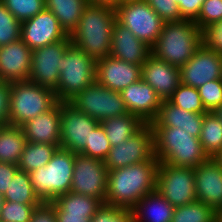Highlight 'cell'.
Returning <instances> with one entry per match:
<instances>
[{
	"label": "cell",
	"instance_id": "obj_26",
	"mask_svg": "<svg viewBox=\"0 0 222 222\" xmlns=\"http://www.w3.org/2000/svg\"><path fill=\"white\" fill-rule=\"evenodd\" d=\"M87 4V0H45L46 9L54 14L68 35L77 27Z\"/></svg>",
	"mask_w": 222,
	"mask_h": 222
},
{
	"label": "cell",
	"instance_id": "obj_32",
	"mask_svg": "<svg viewBox=\"0 0 222 222\" xmlns=\"http://www.w3.org/2000/svg\"><path fill=\"white\" fill-rule=\"evenodd\" d=\"M199 141L210 158L222 150V122L213 112L204 114Z\"/></svg>",
	"mask_w": 222,
	"mask_h": 222
},
{
	"label": "cell",
	"instance_id": "obj_20",
	"mask_svg": "<svg viewBox=\"0 0 222 222\" xmlns=\"http://www.w3.org/2000/svg\"><path fill=\"white\" fill-rule=\"evenodd\" d=\"M120 93L127 111L137 116L144 124H151L162 102L153 87L140 79Z\"/></svg>",
	"mask_w": 222,
	"mask_h": 222
},
{
	"label": "cell",
	"instance_id": "obj_13",
	"mask_svg": "<svg viewBox=\"0 0 222 222\" xmlns=\"http://www.w3.org/2000/svg\"><path fill=\"white\" fill-rule=\"evenodd\" d=\"M71 44V38L68 36L64 40L32 50L28 81L55 90L60 77L58 63Z\"/></svg>",
	"mask_w": 222,
	"mask_h": 222
},
{
	"label": "cell",
	"instance_id": "obj_16",
	"mask_svg": "<svg viewBox=\"0 0 222 222\" xmlns=\"http://www.w3.org/2000/svg\"><path fill=\"white\" fill-rule=\"evenodd\" d=\"M68 36L58 19L46 8L21 22V39L31 50L64 40Z\"/></svg>",
	"mask_w": 222,
	"mask_h": 222
},
{
	"label": "cell",
	"instance_id": "obj_53",
	"mask_svg": "<svg viewBox=\"0 0 222 222\" xmlns=\"http://www.w3.org/2000/svg\"><path fill=\"white\" fill-rule=\"evenodd\" d=\"M4 202H5V198H4L3 195L0 194V212H1V209H2V207L4 205Z\"/></svg>",
	"mask_w": 222,
	"mask_h": 222
},
{
	"label": "cell",
	"instance_id": "obj_23",
	"mask_svg": "<svg viewBox=\"0 0 222 222\" xmlns=\"http://www.w3.org/2000/svg\"><path fill=\"white\" fill-rule=\"evenodd\" d=\"M61 102L21 127L27 142L60 145Z\"/></svg>",
	"mask_w": 222,
	"mask_h": 222
},
{
	"label": "cell",
	"instance_id": "obj_22",
	"mask_svg": "<svg viewBox=\"0 0 222 222\" xmlns=\"http://www.w3.org/2000/svg\"><path fill=\"white\" fill-rule=\"evenodd\" d=\"M151 54V48L140 41L117 20L113 26L110 56L141 66Z\"/></svg>",
	"mask_w": 222,
	"mask_h": 222
},
{
	"label": "cell",
	"instance_id": "obj_2",
	"mask_svg": "<svg viewBox=\"0 0 222 222\" xmlns=\"http://www.w3.org/2000/svg\"><path fill=\"white\" fill-rule=\"evenodd\" d=\"M115 7L105 4H87L77 27L69 35L72 45L94 60L110 56Z\"/></svg>",
	"mask_w": 222,
	"mask_h": 222
},
{
	"label": "cell",
	"instance_id": "obj_24",
	"mask_svg": "<svg viewBox=\"0 0 222 222\" xmlns=\"http://www.w3.org/2000/svg\"><path fill=\"white\" fill-rule=\"evenodd\" d=\"M205 113H193L171 104L168 100L162 101L152 127H180L195 138L201 134Z\"/></svg>",
	"mask_w": 222,
	"mask_h": 222
},
{
	"label": "cell",
	"instance_id": "obj_38",
	"mask_svg": "<svg viewBox=\"0 0 222 222\" xmlns=\"http://www.w3.org/2000/svg\"><path fill=\"white\" fill-rule=\"evenodd\" d=\"M40 204H21L6 201L0 212V222H29L33 210Z\"/></svg>",
	"mask_w": 222,
	"mask_h": 222
},
{
	"label": "cell",
	"instance_id": "obj_6",
	"mask_svg": "<svg viewBox=\"0 0 222 222\" xmlns=\"http://www.w3.org/2000/svg\"><path fill=\"white\" fill-rule=\"evenodd\" d=\"M96 60L70 45L58 63L60 77L55 95L58 102H69L96 81Z\"/></svg>",
	"mask_w": 222,
	"mask_h": 222
},
{
	"label": "cell",
	"instance_id": "obj_49",
	"mask_svg": "<svg viewBox=\"0 0 222 222\" xmlns=\"http://www.w3.org/2000/svg\"><path fill=\"white\" fill-rule=\"evenodd\" d=\"M89 4H105L112 7L117 6V0H87Z\"/></svg>",
	"mask_w": 222,
	"mask_h": 222
},
{
	"label": "cell",
	"instance_id": "obj_42",
	"mask_svg": "<svg viewBox=\"0 0 222 222\" xmlns=\"http://www.w3.org/2000/svg\"><path fill=\"white\" fill-rule=\"evenodd\" d=\"M164 22L184 20L174 0H144Z\"/></svg>",
	"mask_w": 222,
	"mask_h": 222
},
{
	"label": "cell",
	"instance_id": "obj_30",
	"mask_svg": "<svg viewBox=\"0 0 222 222\" xmlns=\"http://www.w3.org/2000/svg\"><path fill=\"white\" fill-rule=\"evenodd\" d=\"M58 148L60 145L26 142L17 166L26 173L46 166Z\"/></svg>",
	"mask_w": 222,
	"mask_h": 222
},
{
	"label": "cell",
	"instance_id": "obj_10",
	"mask_svg": "<svg viewBox=\"0 0 222 222\" xmlns=\"http://www.w3.org/2000/svg\"><path fill=\"white\" fill-rule=\"evenodd\" d=\"M69 103L99 122L129 113L121 93L103 87L97 81L86 86Z\"/></svg>",
	"mask_w": 222,
	"mask_h": 222
},
{
	"label": "cell",
	"instance_id": "obj_18",
	"mask_svg": "<svg viewBox=\"0 0 222 222\" xmlns=\"http://www.w3.org/2000/svg\"><path fill=\"white\" fill-rule=\"evenodd\" d=\"M141 79L151 85L157 96L165 101L181 83L180 68L150 54L141 65Z\"/></svg>",
	"mask_w": 222,
	"mask_h": 222
},
{
	"label": "cell",
	"instance_id": "obj_8",
	"mask_svg": "<svg viewBox=\"0 0 222 222\" xmlns=\"http://www.w3.org/2000/svg\"><path fill=\"white\" fill-rule=\"evenodd\" d=\"M156 191L174 208L196 201L194 168L159 162Z\"/></svg>",
	"mask_w": 222,
	"mask_h": 222
},
{
	"label": "cell",
	"instance_id": "obj_27",
	"mask_svg": "<svg viewBox=\"0 0 222 222\" xmlns=\"http://www.w3.org/2000/svg\"><path fill=\"white\" fill-rule=\"evenodd\" d=\"M111 146L129 139L144 123L133 114H124L100 121Z\"/></svg>",
	"mask_w": 222,
	"mask_h": 222
},
{
	"label": "cell",
	"instance_id": "obj_29",
	"mask_svg": "<svg viewBox=\"0 0 222 222\" xmlns=\"http://www.w3.org/2000/svg\"><path fill=\"white\" fill-rule=\"evenodd\" d=\"M56 212H69L76 214H85L87 217H93L96 211L102 206V203L90 196L68 192L58 196L51 201Z\"/></svg>",
	"mask_w": 222,
	"mask_h": 222
},
{
	"label": "cell",
	"instance_id": "obj_14",
	"mask_svg": "<svg viewBox=\"0 0 222 222\" xmlns=\"http://www.w3.org/2000/svg\"><path fill=\"white\" fill-rule=\"evenodd\" d=\"M99 123L69 102H61L60 148L80 153L85 148L91 131Z\"/></svg>",
	"mask_w": 222,
	"mask_h": 222
},
{
	"label": "cell",
	"instance_id": "obj_15",
	"mask_svg": "<svg viewBox=\"0 0 222 222\" xmlns=\"http://www.w3.org/2000/svg\"><path fill=\"white\" fill-rule=\"evenodd\" d=\"M222 78V55L207 49L203 44L180 68L181 83L199 88L206 82Z\"/></svg>",
	"mask_w": 222,
	"mask_h": 222
},
{
	"label": "cell",
	"instance_id": "obj_41",
	"mask_svg": "<svg viewBox=\"0 0 222 222\" xmlns=\"http://www.w3.org/2000/svg\"><path fill=\"white\" fill-rule=\"evenodd\" d=\"M90 222H133L132 211L102 204Z\"/></svg>",
	"mask_w": 222,
	"mask_h": 222
},
{
	"label": "cell",
	"instance_id": "obj_43",
	"mask_svg": "<svg viewBox=\"0 0 222 222\" xmlns=\"http://www.w3.org/2000/svg\"><path fill=\"white\" fill-rule=\"evenodd\" d=\"M202 44L222 55V20L212 23L202 30Z\"/></svg>",
	"mask_w": 222,
	"mask_h": 222
},
{
	"label": "cell",
	"instance_id": "obj_50",
	"mask_svg": "<svg viewBox=\"0 0 222 222\" xmlns=\"http://www.w3.org/2000/svg\"><path fill=\"white\" fill-rule=\"evenodd\" d=\"M212 158L222 168V150L217 152Z\"/></svg>",
	"mask_w": 222,
	"mask_h": 222
},
{
	"label": "cell",
	"instance_id": "obj_45",
	"mask_svg": "<svg viewBox=\"0 0 222 222\" xmlns=\"http://www.w3.org/2000/svg\"><path fill=\"white\" fill-rule=\"evenodd\" d=\"M29 222H57L53 204L51 202H42L33 210Z\"/></svg>",
	"mask_w": 222,
	"mask_h": 222
},
{
	"label": "cell",
	"instance_id": "obj_40",
	"mask_svg": "<svg viewBox=\"0 0 222 222\" xmlns=\"http://www.w3.org/2000/svg\"><path fill=\"white\" fill-rule=\"evenodd\" d=\"M222 20V0H205L198 18L194 21L202 31L212 23Z\"/></svg>",
	"mask_w": 222,
	"mask_h": 222
},
{
	"label": "cell",
	"instance_id": "obj_51",
	"mask_svg": "<svg viewBox=\"0 0 222 222\" xmlns=\"http://www.w3.org/2000/svg\"><path fill=\"white\" fill-rule=\"evenodd\" d=\"M213 113L215 114V116L222 122V104L220 106H218Z\"/></svg>",
	"mask_w": 222,
	"mask_h": 222
},
{
	"label": "cell",
	"instance_id": "obj_7",
	"mask_svg": "<svg viewBox=\"0 0 222 222\" xmlns=\"http://www.w3.org/2000/svg\"><path fill=\"white\" fill-rule=\"evenodd\" d=\"M58 103L55 91L30 81L11 83L9 125L21 127Z\"/></svg>",
	"mask_w": 222,
	"mask_h": 222
},
{
	"label": "cell",
	"instance_id": "obj_4",
	"mask_svg": "<svg viewBox=\"0 0 222 222\" xmlns=\"http://www.w3.org/2000/svg\"><path fill=\"white\" fill-rule=\"evenodd\" d=\"M202 44V31L192 20L165 22L151 54L181 68Z\"/></svg>",
	"mask_w": 222,
	"mask_h": 222
},
{
	"label": "cell",
	"instance_id": "obj_19",
	"mask_svg": "<svg viewBox=\"0 0 222 222\" xmlns=\"http://www.w3.org/2000/svg\"><path fill=\"white\" fill-rule=\"evenodd\" d=\"M32 50L18 39L0 47V80L5 82L28 81Z\"/></svg>",
	"mask_w": 222,
	"mask_h": 222
},
{
	"label": "cell",
	"instance_id": "obj_3",
	"mask_svg": "<svg viewBox=\"0 0 222 222\" xmlns=\"http://www.w3.org/2000/svg\"><path fill=\"white\" fill-rule=\"evenodd\" d=\"M154 156L161 163L172 166L197 167L210 157L199 138L180 127H152Z\"/></svg>",
	"mask_w": 222,
	"mask_h": 222
},
{
	"label": "cell",
	"instance_id": "obj_47",
	"mask_svg": "<svg viewBox=\"0 0 222 222\" xmlns=\"http://www.w3.org/2000/svg\"><path fill=\"white\" fill-rule=\"evenodd\" d=\"M18 166L12 163L0 162V194L4 196L10 181L18 170Z\"/></svg>",
	"mask_w": 222,
	"mask_h": 222
},
{
	"label": "cell",
	"instance_id": "obj_35",
	"mask_svg": "<svg viewBox=\"0 0 222 222\" xmlns=\"http://www.w3.org/2000/svg\"><path fill=\"white\" fill-rule=\"evenodd\" d=\"M111 147V143L106 136L105 130L99 123L91 131L89 140L86 142L85 148L80 153L104 161L107 158Z\"/></svg>",
	"mask_w": 222,
	"mask_h": 222
},
{
	"label": "cell",
	"instance_id": "obj_33",
	"mask_svg": "<svg viewBox=\"0 0 222 222\" xmlns=\"http://www.w3.org/2000/svg\"><path fill=\"white\" fill-rule=\"evenodd\" d=\"M216 211L196 200L184 206L175 207L171 222H215Z\"/></svg>",
	"mask_w": 222,
	"mask_h": 222
},
{
	"label": "cell",
	"instance_id": "obj_48",
	"mask_svg": "<svg viewBox=\"0 0 222 222\" xmlns=\"http://www.w3.org/2000/svg\"><path fill=\"white\" fill-rule=\"evenodd\" d=\"M93 217H87L85 214L56 212L57 222H90Z\"/></svg>",
	"mask_w": 222,
	"mask_h": 222
},
{
	"label": "cell",
	"instance_id": "obj_46",
	"mask_svg": "<svg viewBox=\"0 0 222 222\" xmlns=\"http://www.w3.org/2000/svg\"><path fill=\"white\" fill-rule=\"evenodd\" d=\"M205 0H183L178 4L180 14L184 20L195 21Z\"/></svg>",
	"mask_w": 222,
	"mask_h": 222
},
{
	"label": "cell",
	"instance_id": "obj_36",
	"mask_svg": "<svg viewBox=\"0 0 222 222\" xmlns=\"http://www.w3.org/2000/svg\"><path fill=\"white\" fill-rule=\"evenodd\" d=\"M20 22L34 17L46 8L45 0H0Z\"/></svg>",
	"mask_w": 222,
	"mask_h": 222
},
{
	"label": "cell",
	"instance_id": "obj_12",
	"mask_svg": "<svg viewBox=\"0 0 222 222\" xmlns=\"http://www.w3.org/2000/svg\"><path fill=\"white\" fill-rule=\"evenodd\" d=\"M153 156V128L151 124H144L129 139L111 147L104 163L109 171L147 162Z\"/></svg>",
	"mask_w": 222,
	"mask_h": 222
},
{
	"label": "cell",
	"instance_id": "obj_39",
	"mask_svg": "<svg viewBox=\"0 0 222 222\" xmlns=\"http://www.w3.org/2000/svg\"><path fill=\"white\" fill-rule=\"evenodd\" d=\"M197 89L207 112H213L222 104V78L206 82Z\"/></svg>",
	"mask_w": 222,
	"mask_h": 222
},
{
	"label": "cell",
	"instance_id": "obj_11",
	"mask_svg": "<svg viewBox=\"0 0 222 222\" xmlns=\"http://www.w3.org/2000/svg\"><path fill=\"white\" fill-rule=\"evenodd\" d=\"M108 169L103 160L75 153L70 192L98 199L106 203Z\"/></svg>",
	"mask_w": 222,
	"mask_h": 222
},
{
	"label": "cell",
	"instance_id": "obj_31",
	"mask_svg": "<svg viewBox=\"0 0 222 222\" xmlns=\"http://www.w3.org/2000/svg\"><path fill=\"white\" fill-rule=\"evenodd\" d=\"M6 201L17 202L21 204H41L42 201L35 194L29 173L17 170L13 180L4 194Z\"/></svg>",
	"mask_w": 222,
	"mask_h": 222
},
{
	"label": "cell",
	"instance_id": "obj_5",
	"mask_svg": "<svg viewBox=\"0 0 222 222\" xmlns=\"http://www.w3.org/2000/svg\"><path fill=\"white\" fill-rule=\"evenodd\" d=\"M75 153L58 148L46 166L29 173L35 194L42 202H51L71 190Z\"/></svg>",
	"mask_w": 222,
	"mask_h": 222
},
{
	"label": "cell",
	"instance_id": "obj_37",
	"mask_svg": "<svg viewBox=\"0 0 222 222\" xmlns=\"http://www.w3.org/2000/svg\"><path fill=\"white\" fill-rule=\"evenodd\" d=\"M21 38V22L0 1V47Z\"/></svg>",
	"mask_w": 222,
	"mask_h": 222
},
{
	"label": "cell",
	"instance_id": "obj_17",
	"mask_svg": "<svg viewBox=\"0 0 222 222\" xmlns=\"http://www.w3.org/2000/svg\"><path fill=\"white\" fill-rule=\"evenodd\" d=\"M141 79V66L106 56L96 62V81L103 87L121 92Z\"/></svg>",
	"mask_w": 222,
	"mask_h": 222
},
{
	"label": "cell",
	"instance_id": "obj_44",
	"mask_svg": "<svg viewBox=\"0 0 222 222\" xmlns=\"http://www.w3.org/2000/svg\"><path fill=\"white\" fill-rule=\"evenodd\" d=\"M11 83L0 80V127L9 125Z\"/></svg>",
	"mask_w": 222,
	"mask_h": 222
},
{
	"label": "cell",
	"instance_id": "obj_1",
	"mask_svg": "<svg viewBox=\"0 0 222 222\" xmlns=\"http://www.w3.org/2000/svg\"><path fill=\"white\" fill-rule=\"evenodd\" d=\"M159 161H149L109 170L107 173L106 205L132 209L147 194L156 191Z\"/></svg>",
	"mask_w": 222,
	"mask_h": 222
},
{
	"label": "cell",
	"instance_id": "obj_34",
	"mask_svg": "<svg viewBox=\"0 0 222 222\" xmlns=\"http://www.w3.org/2000/svg\"><path fill=\"white\" fill-rule=\"evenodd\" d=\"M168 101L186 111L200 114L207 113L205 107L203 106L198 89L189 85L180 83Z\"/></svg>",
	"mask_w": 222,
	"mask_h": 222
},
{
	"label": "cell",
	"instance_id": "obj_28",
	"mask_svg": "<svg viewBox=\"0 0 222 222\" xmlns=\"http://www.w3.org/2000/svg\"><path fill=\"white\" fill-rule=\"evenodd\" d=\"M26 142L22 127L12 125L1 126L0 162L17 165Z\"/></svg>",
	"mask_w": 222,
	"mask_h": 222
},
{
	"label": "cell",
	"instance_id": "obj_54",
	"mask_svg": "<svg viewBox=\"0 0 222 222\" xmlns=\"http://www.w3.org/2000/svg\"><path fill=\"white\" fill-rule=\"evenodd\" d=\"M131 1H142V0H117V5L122 4L124 2H131Z\"/></svg>",
	"mask_w": 222,
	"mask_h": 222
},
{
	"label": "cell",
	"instance_id": "obj_21",
	"mask_svg": "<svg viewBox=\"0 0 222 222\" xmlns=\"http://www.w3.org/2000/svg\"><path fill=\"white\" fill-rule=\"evenodd\" d=\"M196 198L215 211L222 207V168L209 158L194 168Z\"/></svg>",
	"mask_w": 222,
	"mask_h": 222
},
{
	"label": "cell",
	"instance_id": "obj_52",
	"mask_svg": "<svg viewBox=\"0 0 222 222\" xmlns=\"http://www.w3.org/2000/svg\"><path fill=\"white\" fill-rule=\"evenodd\" d=\"M215 222H222V207L216 210Z\"/></svg>",
	"mask_w": 222,
	"mask_h": 222
},
{
	"label": "cell",
	"instance_id": "obj_25",
	"mask_svg": "<svg viewBox=\"0 0 222 222\" xmlns=\"http://www.w3.org/2000/svg\"><path fill=\"white\" fill-rule=\"evenodd\" d=\"M131 211L133 222H171L174 207L154 191L142 197Z\"/></svg>",
	"mask_w": 222,
	"mask_h": 222
},
{
	"label": "cell",
	"instance_id": "obj_55",
	"mask_svg": "<svg viewBox=\"0 0 222 222\" xmlns=\"http://www.w3.org/2000/svg\"><path fill=\"white\" fill-rule=\"evenodd\" d=\"M174 2L178 5L180 2H183V0H174Z\"/></svg>",
	"mask_w": 222,
	"mask_h": 222
},
{
	"label": "cell",
	"instance_id": "obj_9",
	"mask_svg": "<svg viewBox=\"0 0 222 222\" xmlns=\"http://www.w3.org/2000/svg\"><path fill=\"white\" fill-rule=\"evenodd\" d=\"M117 21L150 48L156 43L164 21L144 1H131L115 7Z\"/></svg>",
	"mask_w": 222,
	"mask_h": 222
}]
</instances>
